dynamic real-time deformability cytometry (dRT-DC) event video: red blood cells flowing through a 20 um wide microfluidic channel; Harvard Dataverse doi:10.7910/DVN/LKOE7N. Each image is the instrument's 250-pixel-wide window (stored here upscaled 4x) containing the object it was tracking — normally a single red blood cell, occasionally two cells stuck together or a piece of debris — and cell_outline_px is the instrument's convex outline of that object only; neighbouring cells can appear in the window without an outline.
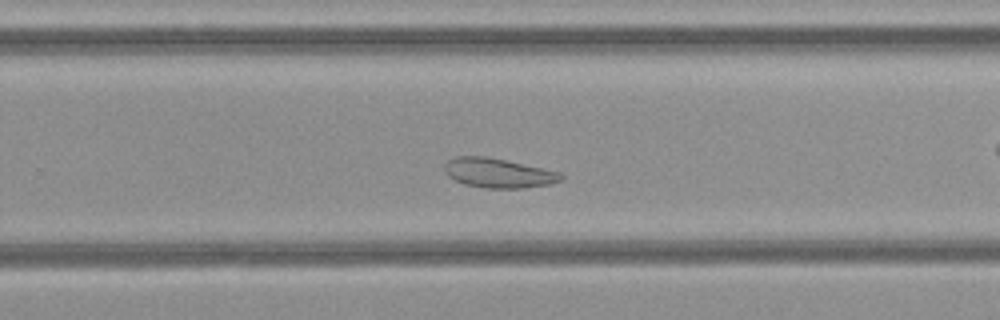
{"species": "common noctule bat (a hibernating species)", "species_latin": "Nyctalus noctula", "temperature_condition": "cold", "stored_images_in_passage": 32, "camera_frame_rate_fps": 3000, "um_per_image_px": 0.085, "animal": {"sex": "female", "body_mass_g": 21.9}, "frame": {"image": 1, "passage_image": 19, "time_ms": 6.0, "image_size_px": [1000, 320], "cell_outline_px": [[564, 176], [560, 180], [548, 184], [524, 188], [484, 188], [464, 184], [448, 176], [444, 172], [444, 164], [448, 160], [456, 156], [484, 156], [504, 160], [560, 172]], "centroid_in_image_um": [42.3, 14.71], "position_along_channel_um": 287.5, "area_um2": 19.83}}
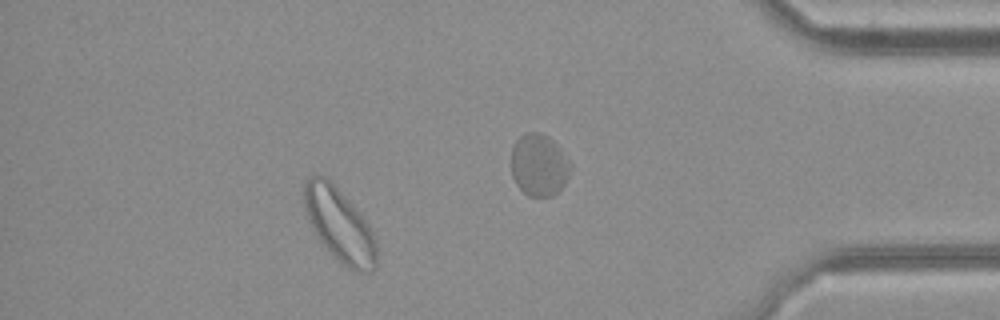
{"frame": {"image": 2, "passage_image": 28, "time_ms": 9.0, "image_size_px": [1000, 320], "cell_outline_px": [[376, 268], [372, 272], [356, 272], [348, 268], [320, 244], [316, 236], [304, 208], [304, 184], [308, 176], [316, 172], [320, 172], [328, 176], [360, 212], [368, 224], [376, 240]], "centroid_in_image_um": [28.83, 19.06], "position_along_channel_um": 406.4, "area_um2": 31.67}}